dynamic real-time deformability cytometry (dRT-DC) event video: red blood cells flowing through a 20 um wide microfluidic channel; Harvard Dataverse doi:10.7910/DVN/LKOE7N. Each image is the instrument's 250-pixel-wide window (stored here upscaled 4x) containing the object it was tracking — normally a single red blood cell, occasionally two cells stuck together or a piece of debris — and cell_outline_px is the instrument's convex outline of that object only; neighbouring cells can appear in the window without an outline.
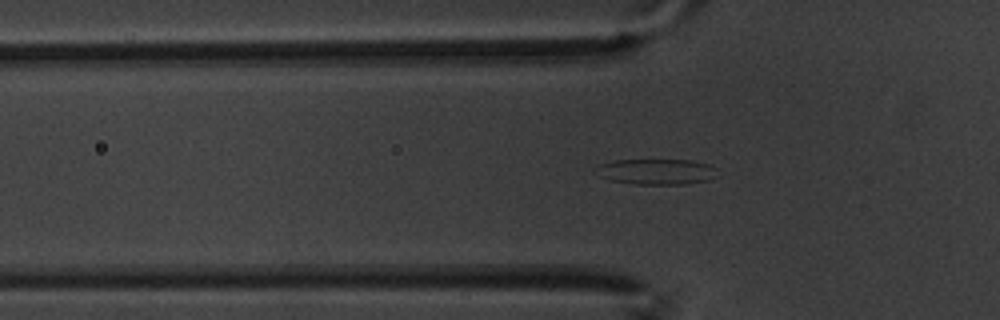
{"species": "common noctule bat (a hibernating species)", "species_latin": "Nyctalus noctula", "temperature_condition": "warm", "stored_images_in_passage": 52, "segment_of_instrument_passage": [1, 2], "camera_frame_rate_fps": 3000, "um_per_image_px": 0.085, "animal": {"sex": "male", "body_mass_g": 20.1, "forearm_length_mm": 53.5}, "frame": {"image": 1, "passage_image": 19, "time_ms": 6.0, "image_size_px": [1000, 320], "cell_outline_px": [[716, 168], [708, 180], [684, 184], [636, 184], [608, 180], [600, 176], [592, 168], [600, 164], [616, 160], [692, 160], [708, 164]], "centroid_in_image_um": [55.7, 14.58], "position_along_channel_um": 70.1, "area_um2": 17.98}}
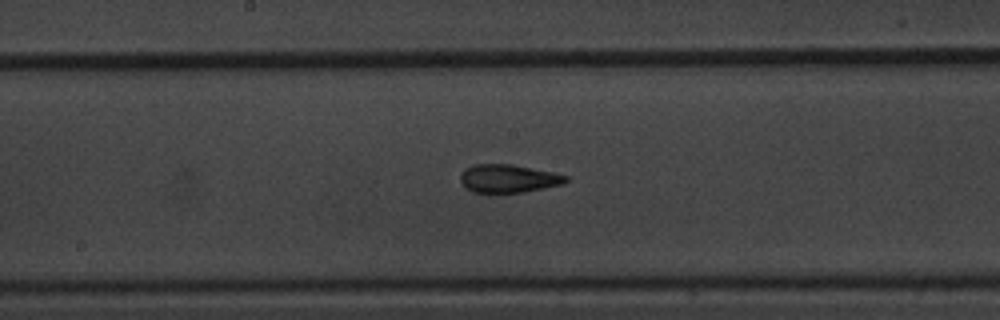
{"frame": {"image": 2, "passage_image": 31, "time_ms": 10.0, "image_size_px": [1000, 320], "cell_outline_px": [[568, 180], [564, 184], [524, 192], [472, 192], [464, 188], [460, 180], [460, 176], [464, 168], [472, 164], [512, 164], [552, 172], [568, 176]], "centroid_in_image_um": [43.18, 15.17], "position_along_channel_um": 205.0, "area_um2": 17.4}}
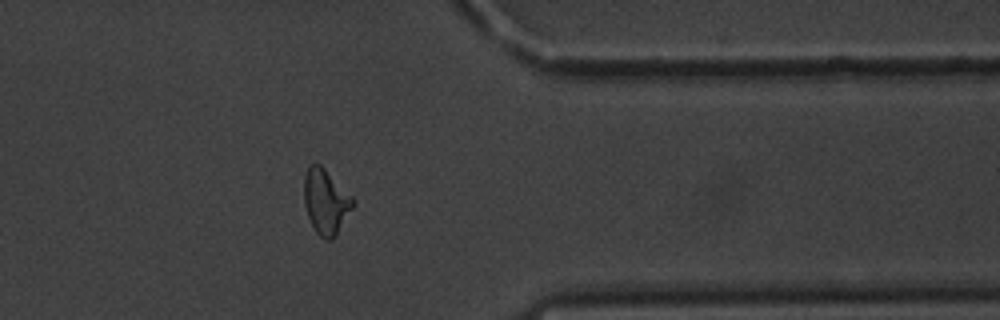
{"frame": {"image": 3, "passage_image": 48, "time_ms": 15.667, "image_size_px": [1000, 320], "cell_outline_px": [[356, 204], [336, 236], [332, 240], [324, 240], [316, 232], [308, 216], [304, 204], [304, 176], [308, 168], [312, 164], [320, 164], [356, 200]], "centroid_in_image_um": [27.72, 17.17], "position_along_channel_um": 383.7, "area_um2": 18.61}}